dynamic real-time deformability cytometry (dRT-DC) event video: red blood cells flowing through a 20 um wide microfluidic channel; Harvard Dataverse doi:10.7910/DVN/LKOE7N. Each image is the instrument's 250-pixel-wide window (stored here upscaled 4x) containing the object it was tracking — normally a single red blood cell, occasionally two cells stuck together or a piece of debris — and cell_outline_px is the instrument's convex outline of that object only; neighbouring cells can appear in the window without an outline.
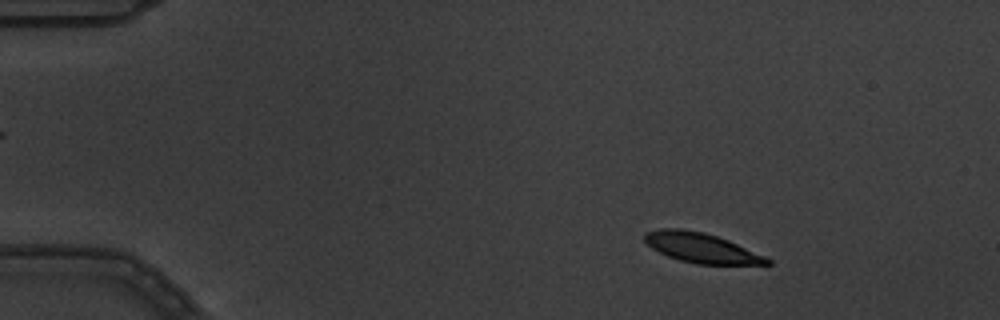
{"species": "common noctule bat (a hibernating species)", "species_latin": "Nyctalus noctula", "temperature_condition": "warm", "stored_images_in_passage": 7, "camera_frame_rate_fps": 3000, "um_per_image_px": 0.085, "animal": {"sex": "male", "body_mass_g": 19.5, "forearm_length_mm": 54.6}, "frame": {"image": 1, "passage_image": 1, "time_ms": 0.0, "image_size_px": [1000, 320], "cell_outline_px": [[772, 264], [696, 264], [680, 260], [668, 256], [652, 248], [644, 240], [644, 232], [660, 228], [680, 228], [704, 232], [728, 240], [764, 256], [772, 260]], "centroid_in_image_um": [59.58, 21.05], "position_along_channel_um": 25.4, "area_um2": 21.1}}
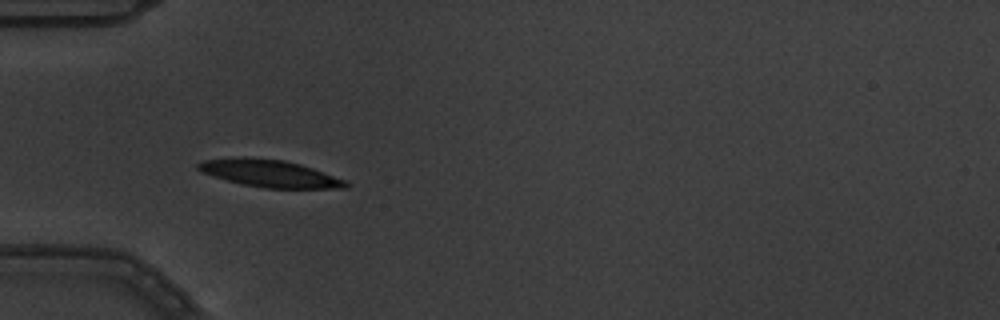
{"frame": {"image": 2, "passage_image": 4, "time_ms": 1.0, "image_size_px": [1000, 320], "cell_outline_px": [[348, 188], [264, 188], [244, 184], [228, 180], [204, 172], [196, 168], [196, 164], [204, 160], [244, 156], [284, 160], [300, 164], [348, 180]], "centroid_in_image_um": [22.97, 14.73], "position_along_channel_um": 62.0, "area_um2": 23.29}}
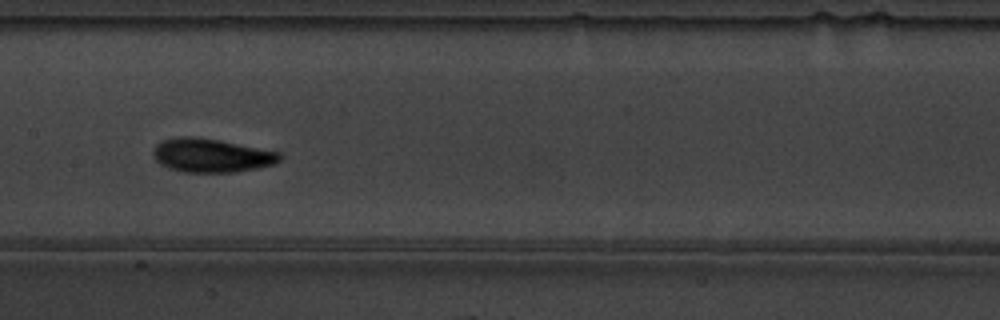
{"frame": {"image": 3, "passage_image": 7, "time_ms": 2.0, "image_size_px": [1000, 320], "cell_outline_px": [[280, 160], [272, 164], [256, 168], [236, 172], [184, 172], [168, 168], [160, 164], [156, 160], [152, 152], [156, 144], [164, 140], [180, 136], [196, 136], [220, 140], [280, 152]], "centroid_in_image_um": [17.93, 13.2], "position_along_channel_um": 189.5, "area_um2": 24.8}}